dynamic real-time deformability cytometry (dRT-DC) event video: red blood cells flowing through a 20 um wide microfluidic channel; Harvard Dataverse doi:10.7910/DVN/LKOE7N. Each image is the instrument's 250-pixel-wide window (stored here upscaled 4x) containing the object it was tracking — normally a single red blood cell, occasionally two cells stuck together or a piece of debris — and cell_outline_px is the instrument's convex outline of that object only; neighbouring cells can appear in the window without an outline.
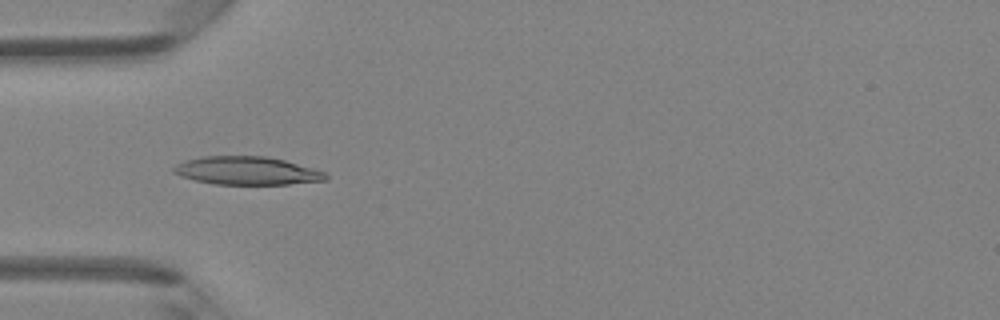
{"species": "Egyptian fruit bat (a non-hibernating species)", "species_latin": "Rousettus aegyptiacus", "temperature_condition": "room temperature", "stored_images_in_passage": 4, "camera_frame_rate_fps": 3000, "um_per_image_px": 0.085, "animal": {"sex": "female"}, "frame": {"image": 1, "passage_image": 4, "time_ms": 1.0, "image_size_px": [1000, 320], "cell_outline_px": [[328, 180], [288, 184], [216, 184], [196, 180], [180, 176], [172, 172], [172, 168], [176, 164], [184, 160], [204, 156], [268, 156], [284, 160], [312, 168], [324, 172], [328, 176]], "centroid_in_image_um": [20.96, 14.5], "position_along_channel_um": 64.0, "area_um2": 24.91}}